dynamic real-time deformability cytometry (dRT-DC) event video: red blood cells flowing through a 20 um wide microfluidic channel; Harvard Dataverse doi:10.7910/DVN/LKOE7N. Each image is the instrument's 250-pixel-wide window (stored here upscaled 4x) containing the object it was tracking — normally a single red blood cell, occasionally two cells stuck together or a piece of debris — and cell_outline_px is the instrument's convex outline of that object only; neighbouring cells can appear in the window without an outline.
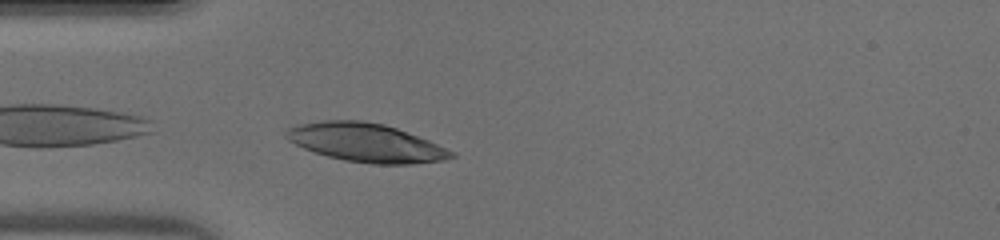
{"species": "human", "species_latin": "Homo sapiens", "temperature_condition": "warm", "stored_images_in_passage": 28, "camera_frame_rate_fps": 3000, "um_per_image_px": 0.085, "donor": {"sex": "male"}, "frame": {"image": 1, "passage_image": 2, "time_ms": 0.333, "image_size_px": [1000, 240], "cell_outline_px": [[456, 156], [444, 160], [412, 164], [372, 164], [344, 160], [328, 156], [304, 148], [288, 140], [284, 136], [284, 132], [288, 128], [300, 124], [324, 120], [360, 120], [384, 124], [396, 128], [428, 140], [456, 152]], "centroid_in_image_um": [31.12, 12.13], "position_along_channel_um": 53.9, "area_um2": 36.93}}
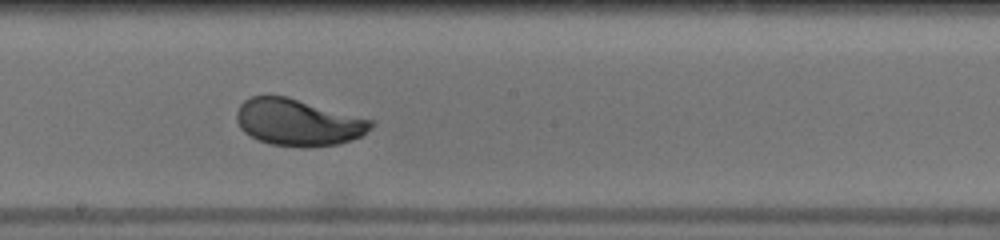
{"frame": {"image": 2, "passage_image": 14, "time_ms": 4.333, "image_size_px": [1000, 240], "cell_outline_px": [[376, 124], [372, 128], [360, 136], [336, 144], [268, 144], [244, 132], [240, 128], [236, 120], [236, 112], [240, 104], [244, 100], [252, 96], [288, 96], [376, 120]], "centroid_in_image_um": [25.35, 10.34], "position_along_channel_um": 222.8, "area_um2": 36.01}}
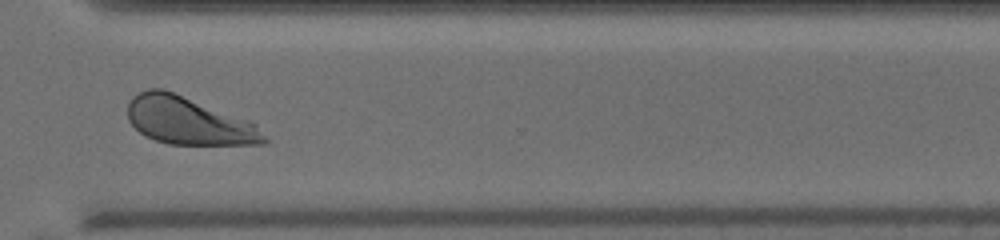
{"frame": {"image": 3, "passage_image": 23, "time_ms": 7.333, "image_size_px": [1000, 240], "cell_outline_px": [[268, 140], [264, 144], [168, 144], [144, 136], [128, 120], [128, 104], [132, 96], [148, 88], [164, 88], [248, 120], [256, 124]], "centroid_in_image_um": [16.0, 10.26], "position_along_channel_um": 354.6, "area_um2": 37.74}}